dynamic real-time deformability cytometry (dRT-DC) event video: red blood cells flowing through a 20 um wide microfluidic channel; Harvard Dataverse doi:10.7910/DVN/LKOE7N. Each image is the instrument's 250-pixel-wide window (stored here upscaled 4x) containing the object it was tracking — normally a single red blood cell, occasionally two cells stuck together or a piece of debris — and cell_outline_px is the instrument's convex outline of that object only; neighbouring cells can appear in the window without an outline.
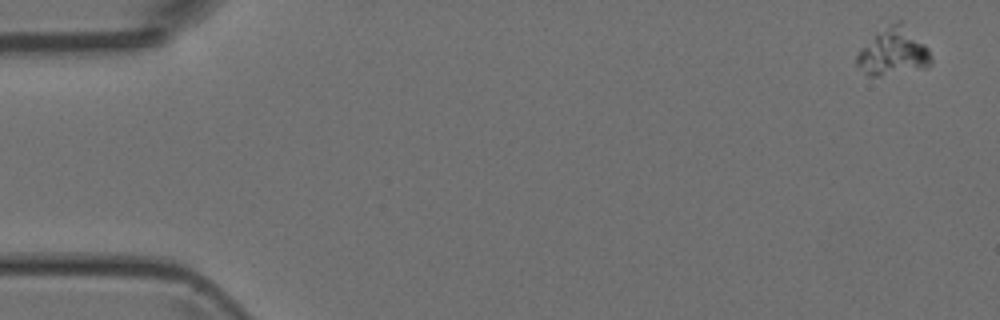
{"species": "Egyptian fruit bat (a non-hibernating species)", "species_latin": "Rousettus aegyptiacus", "temperature_condition": "room temperature", "stored_images_in_passage": 5, "camera_frame_rate_fps": 3000, "um_per_image_px": 0.085, "animal": {"sex": "female"}, "frame": {"image": 1, "passage_image": 1, "time_ms": 0.0, "image_size_px": [1000, 320], "cell_outline_px": [[932, 64], [924, 68], [880, 76], [868, 76], [856, 64], [856, 56], [860, 48], [876, 32], [896, 20], [900, 20], [928, 48], [932, 60]], "centroid_in_image_um": [75.9, 4.4], "position_along_channel_um": 9.1, "area_um2": 20.46}}
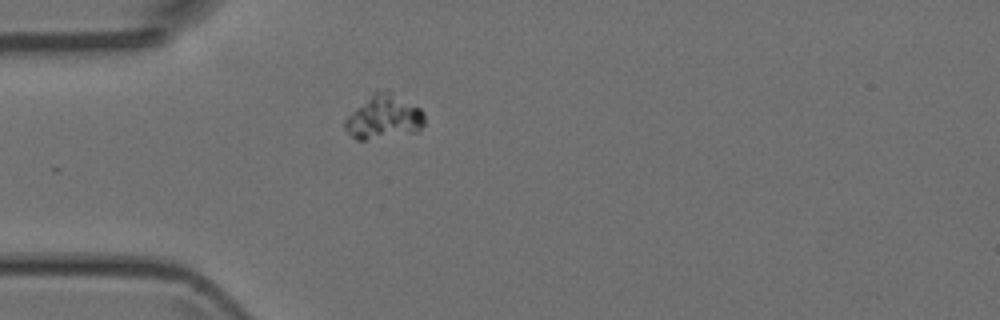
{"frame": {"image": 2, "passage_image": 5, "time_ms": 4.333, "image_size_px": [1000, 320], "cell_outline_px": [[424, 124], [416, 132], [364, 140], [356, 140], [344, 128], [344, 120], [372, 92], [388, 88], [420, 108], [424, 112]], "centroid_in_image_um": [32.63, 9.92], "position_along_channel_um": 52.4, "area_um2": 20.52}}